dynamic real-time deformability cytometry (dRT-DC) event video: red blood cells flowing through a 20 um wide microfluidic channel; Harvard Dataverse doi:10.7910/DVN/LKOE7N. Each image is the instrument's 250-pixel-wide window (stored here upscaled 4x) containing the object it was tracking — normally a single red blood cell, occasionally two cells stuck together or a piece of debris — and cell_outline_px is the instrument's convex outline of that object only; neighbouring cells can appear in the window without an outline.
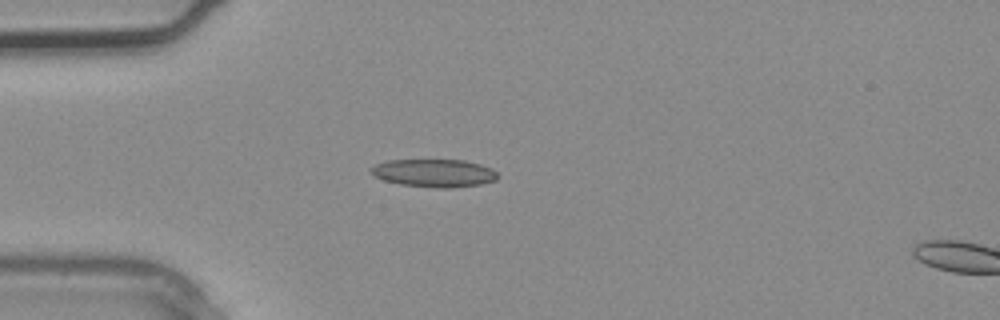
{"species": "common noctule bat (a hibernating species)", "species_latin": "Nyctalus noctula", "temperature_condition": "warm", "stored_images_in_passage": 3, "camera_frame_rate_fps": 3000, "um_per_image_px": 0.085, "animal": {"sex": "male", "body_mass_g": 20.4}, "frame": {"image": 1, "passage_image": 2, "time_ms": 0.333, "image_size_px": [1000, 320], "cell_outline_px": [[500, 176], [496, 180], [480, 184], [452, 188], [436, 188], [400, 184], [384, 180], [376, 176], [368, 168], [376, 164], [388, 160], [464, 160], [480, 164], [492, 168]], "centroid_in_image_um": [36.93, 14.71], "position_along_channel_um": 48.1, "area_um2": 20.63}}